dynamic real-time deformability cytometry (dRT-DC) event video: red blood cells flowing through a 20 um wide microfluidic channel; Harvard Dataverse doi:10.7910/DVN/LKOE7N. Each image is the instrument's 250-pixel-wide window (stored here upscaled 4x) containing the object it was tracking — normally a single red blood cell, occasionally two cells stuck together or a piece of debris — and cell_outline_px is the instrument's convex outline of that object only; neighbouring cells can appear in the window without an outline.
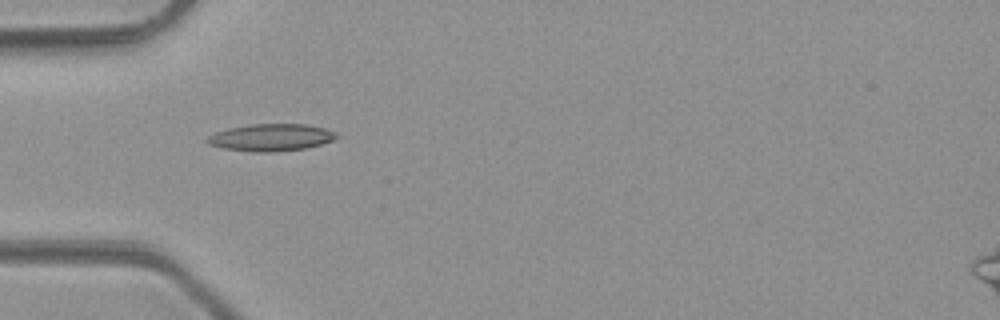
{"species": "common noctule bat (a hibernating species)", "species_latin": "Nyctalus noctula", "temperature_condition": "room temperature", "stored_images_in_passage": 4, "camera_frame_rate_fps": 3000, "um_per_image_px": 0.085, "animal": {"sex": "male", "body_mass_g": 23.1, "forearm_length_mm": 52.7}, "frame": {"image": 1, "passage_image": 2, "time_ms": 1.0, "image_size_px": [1000, 320], "cell_outline_px": [[340, 136], [332, 140], [320, 144], [304, 148], [272, 152], [256, 152], [224, 148], [208, 144], [208, 136], [216, 132], [228, 128], [252, 124], [304, 124], [324, 128], [336, 132]], "centroid_in_image_um": [23.05, 11.67], "position_along_channel_um": 61.9, "area_um2": 20.17}}
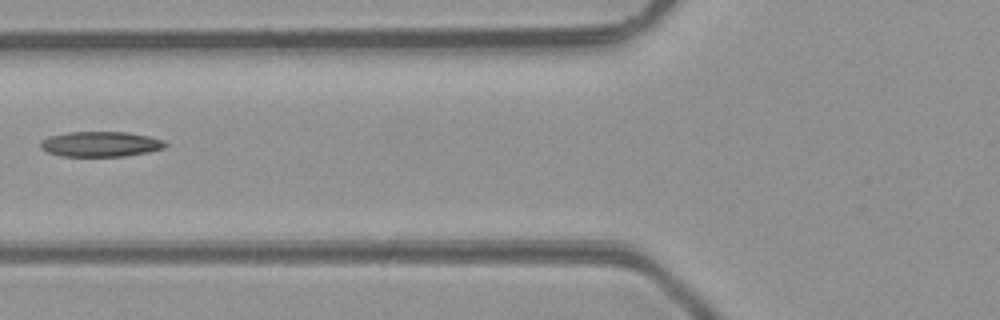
{"frame": {"image": 2, "passage_image": 3, "time_ms": 2.333, "image_size_px": [1000, 320], "cell_outline_px": [[168, 144], [164, 148], [148, 152], [124, 156], [60, 156], [48, 152], [40, 148], [40, 140], [48, 136], [68, 132], [128, 132], [148, 136], [164, 140]], "centroid_in_image_um": [8.53, 12.24], "position_along_channel_um": 117.3, "area_um2": 18.44}}
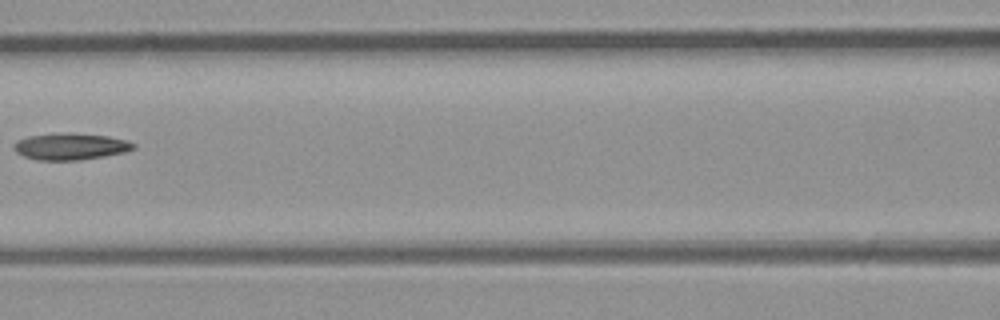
{"frame": {"image": 3, "passage_image": 4, "time_ms": 3.333, "image_size_px": [1000, 320], "cell_outline_px": [[136, 148], [124, 152], [104, 156], [80, 160], [40, 160], [24, 156], [16, 152], [12, 148], [12, 144], [16, 140], [28, 136], [60, 132], [72, 132], [108, 136], [128, 140], [136, 144]], "centroid_in_image_um": [5.98, 12.43], "position_along_channel_um": 160.6, "area_um2": 18.9}}